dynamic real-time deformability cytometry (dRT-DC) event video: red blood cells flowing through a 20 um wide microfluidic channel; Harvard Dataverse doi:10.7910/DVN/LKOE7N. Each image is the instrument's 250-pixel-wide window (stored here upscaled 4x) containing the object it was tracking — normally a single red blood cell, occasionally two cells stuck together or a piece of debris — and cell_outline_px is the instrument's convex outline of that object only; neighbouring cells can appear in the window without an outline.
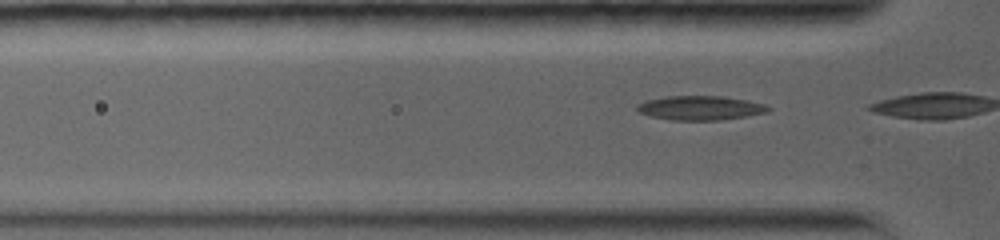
{"species": "common noctule bat (a hibernating species)", "species_latin": "Nyctalus noctula", "temperature_condition": "warm", "stored_images_in_passage": 4, "camera_frame_rate_fps": 5000, "um_per_image_px": 0.085, "animal": {"sex": "female", "body_mass_g": 19.0, "forearm_length_mm": 56.7}, "frame": {"image": 1, "passage_image": 3, "time_ms": 0.4, "image_size_px": [1000, 240], "cell_outline_px": [[772, 108], [768, 112], [748, 116], [720, 120], [672, 120], [652, 116], [640, 112], [636, 108], [636, 104], [644, 100], [664, 96], [724, 96], [764, 104]], "centroid_in_image_um": [59.51, 9.17], "position_along_channel_um": 66.3, "area_um2": 18.55}}